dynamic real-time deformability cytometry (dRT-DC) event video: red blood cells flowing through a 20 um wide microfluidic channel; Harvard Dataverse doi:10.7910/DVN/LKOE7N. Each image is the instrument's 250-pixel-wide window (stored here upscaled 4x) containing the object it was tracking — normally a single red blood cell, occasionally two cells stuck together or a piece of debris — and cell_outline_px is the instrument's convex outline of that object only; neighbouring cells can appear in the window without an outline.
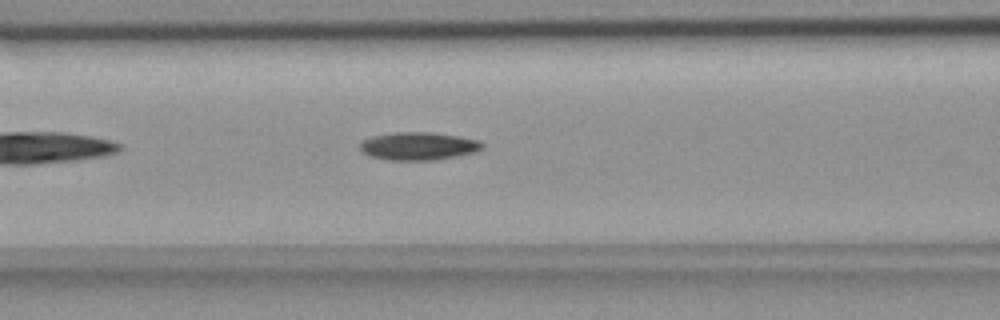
{"species": "common noctule bat (a hibernating species)", "species_latin": "Nyctalus noctula", "temperature_condition": "room temperature", "stored_images_in_passage": 38, "camera_frame_rate_fps": 3000, "um_per_image_px": 0.085, "animal": {"sex": "female", "body_mass_g": 18.4}, "frame": {"image": 1, "passage_image": 10, "time_ms": 3.0, "image_size_px": [1000, 320], "cell_outline_px": [[484, 144], [476, 152], [436, 160], [388, 160], [368, 156], [360, 148], [360, 144], [364, 140], [372, 136], [392, 132], [432, 132], [460, 136], [480, 140]], "centroid_in_image_um": [35.57, 12.41], "position_along_channel_um": 131.0, "area_um2": 20.0}}
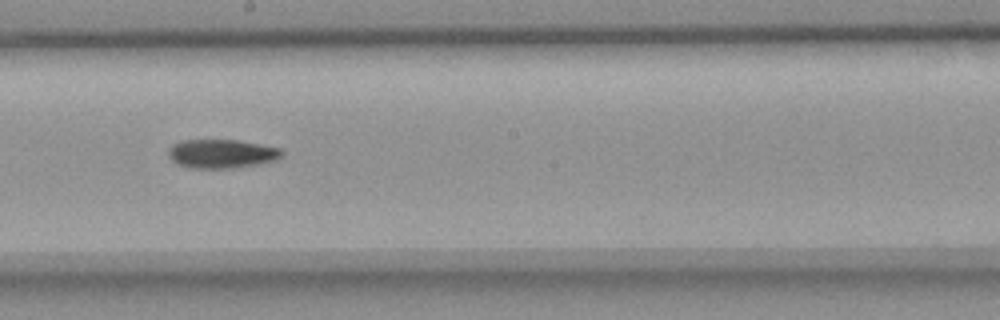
{"frame": {"image": 2, "passage_image": 18, "time_ms": 5.667, "image_size_px": [1000, 320], "cell_outline_px": [[284, 156], [276, 160], [260, 164], [236, 168], [192, 168], [180, 164], [172, 160], [168, 156], [168, 148], [172, 144], [180, 140], [236, 140], [260, 144], [280, 148], [284, 152]], "centroid_in_image_um": [18.87, 13.06], "position_along_channel_um": 229.3, "area_um2": 19.25}}
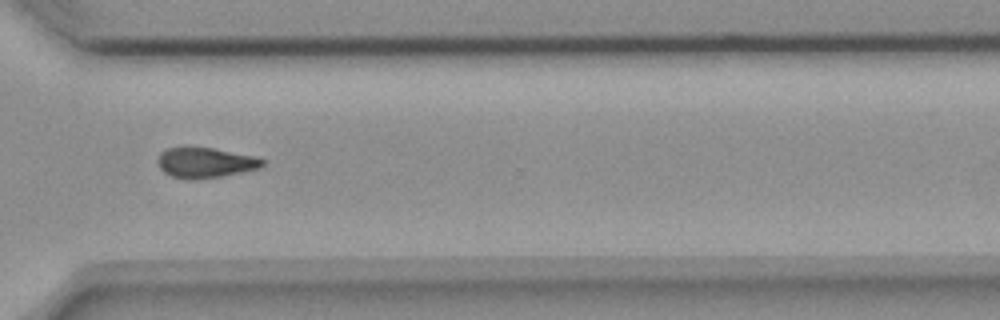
{"frame": {"image": 3, "passage_image": 28, "time_ms": 9.0, "image_size_px": [1000, 320], "cell_outline_px": [[264, 164], [260, 168], [220, 176], [192, 180], [172, 176], [164, 172], [160, 168], [156, 160], [160, 152], [168, 148], [184, 144], [188, 144], [212, 148], [256, 156], [264, 160]], "centroid_in_image_um": [17.39, 13.78], "position_along_channel_um": 353.2, "area_um2": 18.96}}